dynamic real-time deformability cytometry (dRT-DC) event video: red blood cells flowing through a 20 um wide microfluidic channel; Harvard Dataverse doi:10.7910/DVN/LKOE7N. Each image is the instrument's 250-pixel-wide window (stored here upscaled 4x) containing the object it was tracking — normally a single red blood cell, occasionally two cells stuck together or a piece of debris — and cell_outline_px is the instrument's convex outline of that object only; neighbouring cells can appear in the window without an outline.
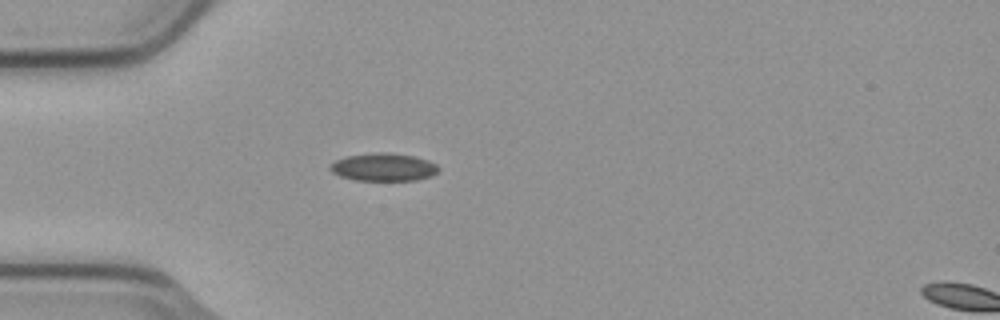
{"species": "common noctule bat (a hibernating species)", "species_latin": "Nyctalus noctula", "temperature_condition": "cold", "stored_images_in_passage": 4, "camera_frame_rate_fps": 3000, "um_per_image_px": 0.085, "animal": {"sex": "male", "body_mass_g": 23.1, "forearm_length_mm": 52.7}, "frame": {"image": 1, "passage_image": 3, "time_ms": 0.667, "image_size_px": [1000, 320], "cell_outline_px": [[440, 168], [436, 172], [428, 176], [416, 180], [356, 180], [340, 176], [332, 172], [328, 168], [328, 164], [336, 160], [348, 156], [376, 152], [380, 152], [412, 156], [428, 160], [436, 164]], "centroid_in_image_um": [32.55, 14.21], "position_along_channel_um": 52.4, "area_um2": 17.34}}